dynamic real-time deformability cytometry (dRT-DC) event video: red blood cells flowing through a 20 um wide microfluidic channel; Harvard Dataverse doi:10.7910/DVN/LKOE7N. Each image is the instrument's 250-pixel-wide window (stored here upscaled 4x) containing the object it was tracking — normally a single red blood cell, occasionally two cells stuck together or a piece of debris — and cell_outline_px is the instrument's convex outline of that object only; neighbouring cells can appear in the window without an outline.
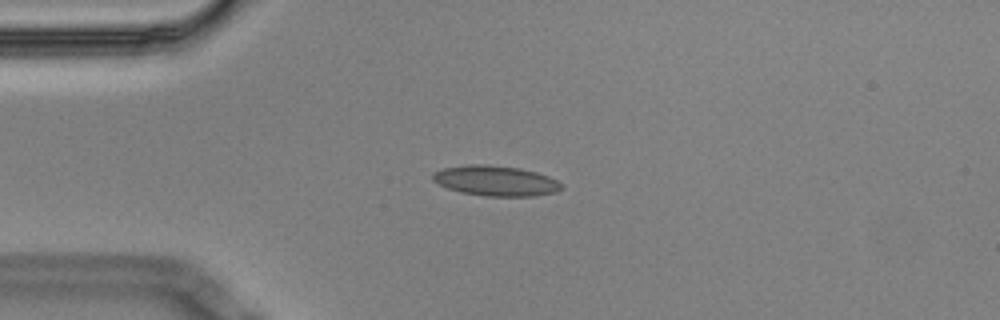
{"species": "Egyptian fruit bat (a non-hibernating species)", "species_latin": "Rousettus aegyptiacus", "temperature_condition": "cold", "stored_images_in_passage": 7, "camera_frame_rate_fps": 3000, "um_per_image_px": 0.085, "animal": {"sex": "male"}, "frame": {"image": 1, "passage_image": 4, "time_ms": 1.0, "image_size_px": [1000, 320], "cell_outline_px": [[564, 188], [556, 192], [532, 196], [484, 196], [460, 192], [448, 188], [432, 180], [432, 172], [444, 168], [468, 164], [484, 164], [520, 168], [536, 172], [548, 176], [564, 184]], "centroid_in_image_um": [42.14, 15.37], "position_along_channel_um": 42.9, "area_um2": 22.77}}